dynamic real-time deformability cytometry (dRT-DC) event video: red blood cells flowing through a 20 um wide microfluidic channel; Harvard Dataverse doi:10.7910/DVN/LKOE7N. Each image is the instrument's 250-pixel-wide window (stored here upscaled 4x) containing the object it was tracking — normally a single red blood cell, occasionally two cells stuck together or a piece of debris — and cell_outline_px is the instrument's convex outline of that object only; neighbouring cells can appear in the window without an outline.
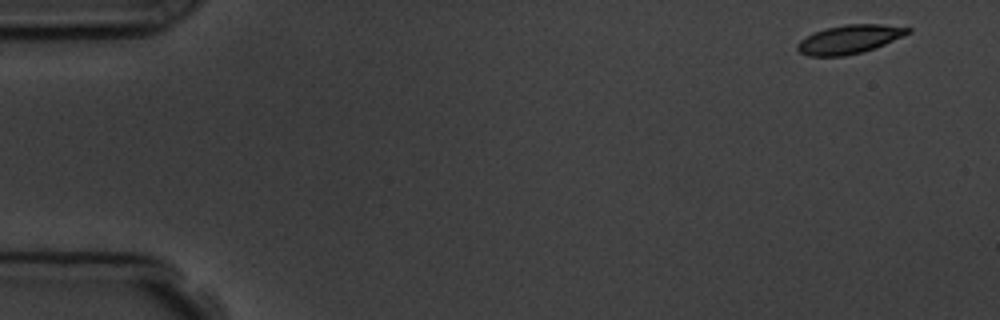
{"species": "common noctule bat (a hibernating species)", "species_latin": "Nyctalus noctula", "temperature_condition": "room temperature", "stored_images_in_passage": 4, "camera_frame_rate_fps": 3000, "um_per_image_px": 0.085, "animal": {"sex": "male", "body_mass_g": 19.5, "forearm_length_mm": 54.6}, "frame": {"image": 1, "passage_image": 1, "time_ms": 0.0, "image_size_px": [1000, 320], "cell_outline_px": [[912, 32], [904, 36], [884, 44], [860, 52], [844, 56], [808, 56], [800, 52], [796, 48], [796, 44], [804, 36], [812, 32], [824, 28], [844, 24], [880, 24], [912, 28]], "centroid_in_image_um": [72.16, 3.32], "position_along_channel_um": 12.8, "area_um2": 18.55}}
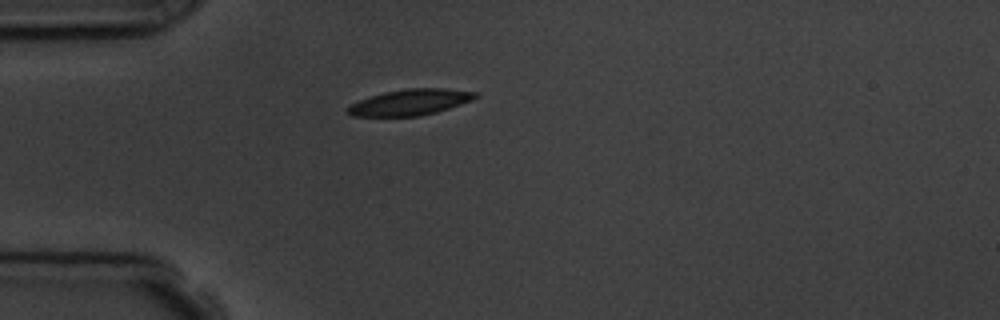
{"frame": {"image": 2, "passage_image": 4, "time_ms": 4.0, "image_size_px": [1000, 320], "cell_outline_px": [[480, 96], [472, 100], [436, 112], [420, 116], [352, 116], [348, 112], [348, 108], [352, 104], [360, 100], [384, 92], [408, 88], [444, 88], [476, 92]], "centroid_in_image_um": [34.9, 8.68], "position_along_channel_um": 50.1, "area_um2": 19.07}}